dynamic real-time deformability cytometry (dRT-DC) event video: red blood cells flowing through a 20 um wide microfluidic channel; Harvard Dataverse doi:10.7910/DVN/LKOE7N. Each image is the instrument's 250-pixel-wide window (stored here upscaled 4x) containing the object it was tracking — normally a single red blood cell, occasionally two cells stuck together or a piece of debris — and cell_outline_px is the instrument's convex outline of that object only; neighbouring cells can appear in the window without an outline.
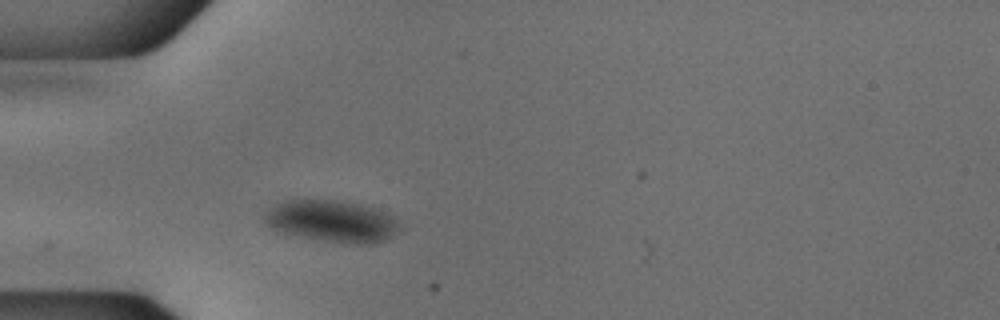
{"species": "common noctule bat (a hibernating species)", "species_latin": "Nyctalus noctula", "temperature_condition": "cold", "stored_images_in_passage": 36, "camera_frame_rate_fps": 3000, "um_per_image_px": 0.085, "animal": {"sex": "male", "body_mass_g": 18.8}, "frame": {"image": 1, "passage_image": 1, "time_ms": 0.0, "image_size_px": [1000, 320], "cell_outline_px": [[400, 228], [384, 240], [376, 244], [356, 244], [324, 240], [276, 232], [268, 228], [264, 220], [264, 216], [272, 204], [284, 200], [336, 200], [360, 204], [376, 208], [388, 212], [396, 220]], "centroid_in_image_um": [28.16, 18.79], "position_along_channel_um": 56.8, "area_um2": 33.06}}
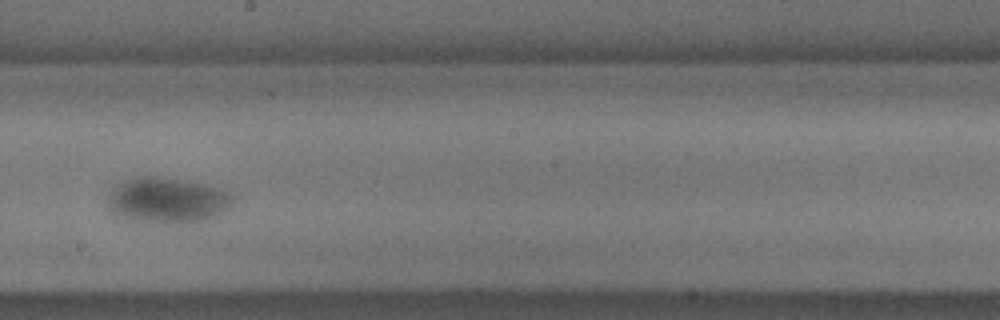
{"frame": {"image": 2, "passage_image": 16, "time_ms": 5.0, "image_size_px": [1000, 320], "cell_outline_px": [[236, 196], [228, 208], [216, 216], [204, 220], [184, 224], [176, 224], [124, 220], [112, 212], [108, 200], [112, 188], [116, 184], [124, 180], [140, 176], [152, 176], [180, 180], [204, 184], [228, 192]], "centroid_in_image_um": [14.2, 17.05], "position_along_channel_um": 234.0, "area_um2": 33.35}}
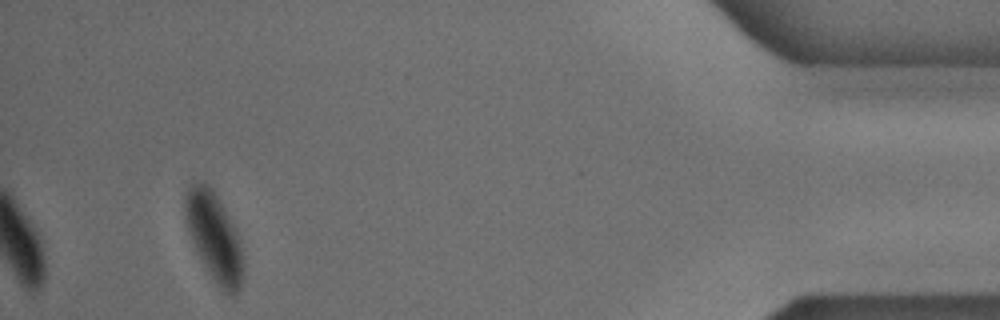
{"frame": {"image": 3, "passage_image": 36, "time_ms": 11.667, "image_size_px": [1000, 320], "cell_outline_px": [[244, 276], [240, 288], [232, 296], [224, 292], [220, 288], [196, 252], [188, 232], [184, 220], [184, 196], [188, 188], [192, 184], [204, 180], [212, 188], [232, 224], [240, 240], [244, 260]], "centroid_in_image_um": [18.2, 20.14], "position_along_channel_um": 417.0, "area_um2": 30.0}}